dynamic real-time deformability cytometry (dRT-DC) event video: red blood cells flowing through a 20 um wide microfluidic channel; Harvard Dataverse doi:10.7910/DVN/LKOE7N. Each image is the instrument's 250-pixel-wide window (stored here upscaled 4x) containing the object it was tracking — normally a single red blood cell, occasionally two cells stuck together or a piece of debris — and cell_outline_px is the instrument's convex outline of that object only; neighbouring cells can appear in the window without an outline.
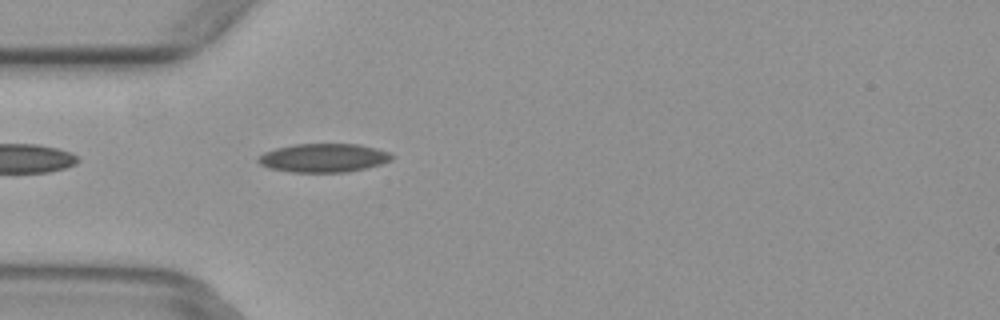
{"species": "common noctule bat (a hibernating species)", "species_latin": "Nyctalus noctula", "temperature_condition": "warm", "stored_images_in_passage": 3, "camera_frame_rate_fps": 3000, "um_per_image_px": 0.085, "animal": {"sex": "female", "body_mass_g": 29.2, "forearm_length_mm": 56.3}, "frame": {"image": 1, "passage_image": 3, "time_ms": 0.667, "image_size_px": [1000, 320], "cell_outline_px": [[392, 160], [380, 164], [348, 172], [292, 172], [268, 168], [260, 164], [256, 160], [256, 156], [264, 152], [276, 148], [292, 144], [356, 144], [376, 148], [388, 152], [392, 156]], "centroid_in_image_um": [27.44, 13.42], "position_along_channel_um": 57.6, "area_um2": 22.31}}